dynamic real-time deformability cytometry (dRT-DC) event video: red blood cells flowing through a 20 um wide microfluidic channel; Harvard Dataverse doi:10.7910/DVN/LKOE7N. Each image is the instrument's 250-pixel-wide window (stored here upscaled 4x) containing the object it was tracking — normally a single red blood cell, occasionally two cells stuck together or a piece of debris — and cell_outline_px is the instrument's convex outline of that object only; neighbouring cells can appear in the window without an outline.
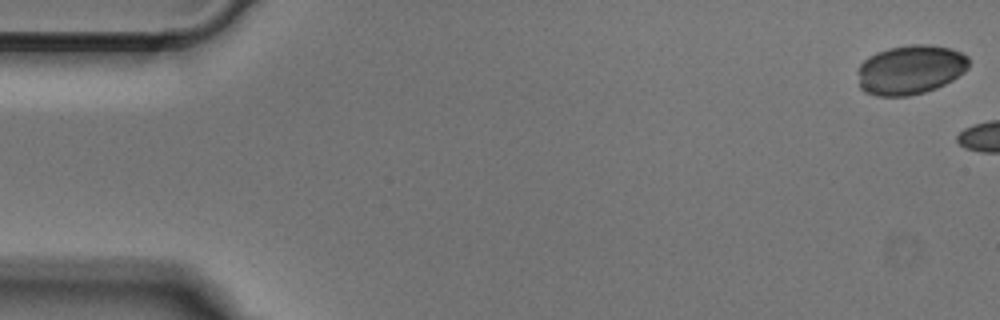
{"species": "Egyptian fruit bat (a non-hibernating species)", "species_latin": "Rousettus aegyptiacus", "temperature_condition": "cold", "stored_images_in_passage": 5, "camera_frame_rate_fps": 3000, "um_per_image_px": 0.085, "animal": {"sex": "male"}, "frame": {"image": 1, "passage_image": 1, "time_ms": 0.0, "image_size_px": [1000, 320], "cell_outline_px": [[968, 68], [964, 72], [952, 80], [936, 88], [924, 92], [908, 96], [876, 96], [864, 92], [860, 88], [860, 64], [868, 56], [876, 52], [888, 48], [908, 44], [928, 44], [952, 48], [968, 56]], "centroid_in_image_um": [77.39, 5.91], "position_along_channel_um": 7.6, "area_um2": 32.02}}